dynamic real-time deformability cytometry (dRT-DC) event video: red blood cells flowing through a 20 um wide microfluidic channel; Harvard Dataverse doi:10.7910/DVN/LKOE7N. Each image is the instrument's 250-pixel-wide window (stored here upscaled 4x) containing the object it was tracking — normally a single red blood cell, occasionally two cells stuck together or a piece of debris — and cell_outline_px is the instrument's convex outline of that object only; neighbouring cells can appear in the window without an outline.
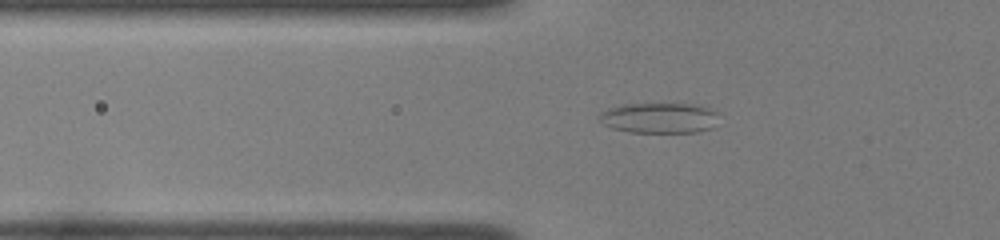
{"species": "common noctule bat (a hibernating species)", "species_latin": "Nyctalus noctula", "temperature_condition": "room temperature", "stored_images_in_passage": 39, "segment_of_instrument_passage": [1, 2], "camera_frame_rate_fps": 3000, "um_per_image_px": 0.085, "animal": {"sex": "female", "body_mass_g": 22.0, "forearm_length_mm": 56.7}, "frame": {"image": 1, "passage_image": 5, "time_ms": 1.333, "image_size_px": [1000, 240], "cell_outline_px": [[716, 112], [712, 128], [700, 132], [628, 132], [612, 128], [604, 124], [600, 120], [600, 112], [608, 108], [624, 104], [692, 104], [708, 108]], "centroid_in_image_um": [55.99, 10.03], "position_along_channel_um": 69.8, "area_um2": 20.92}}
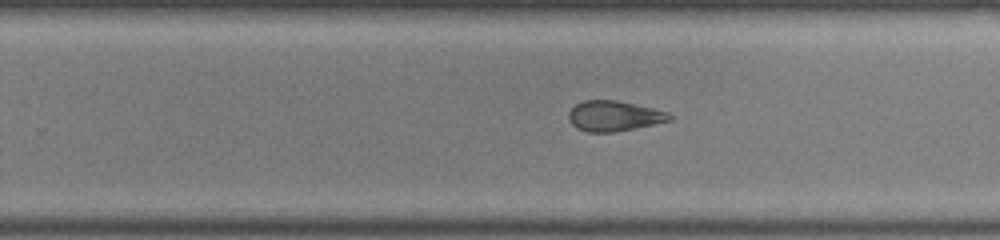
{"frame": {"image": 2, "passage_image": 21, "time_ms": 6.667, "image_size_px": [1000, 240], "cell_outline_px": [[672, 120], [612, 132], [588, 132], [576, 128], [568, 120], [568, 112], [576, 104], [584, 100], [616, 100], [652, 108], [668, 112], [672, 116]], "centroid_in_image_um": [52.15, 9.85], "position_along_channel_um": 277.7, "area_um2": 17.63}}
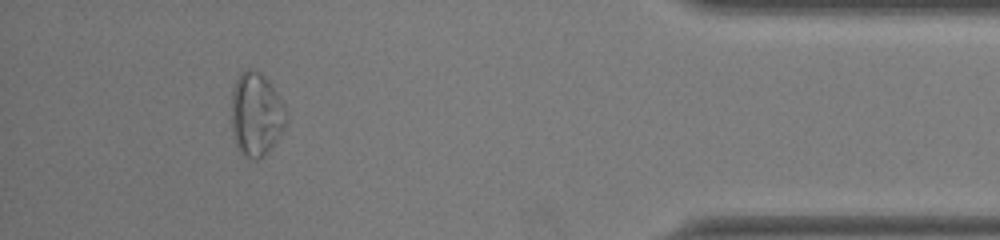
{"frame": {"image": 3, "passage_image": 34, "time_ms": 11.0, "image_size_px": [1000, 240], "cell_outline_px": [[288, 120], [284, 128], [268, 152], [260, 160], [256, 160], [244, 156], [236, 148], [232, 136], [232, 88], [240, 72], [244, 68], [252, 68], [260, 72], [272, 84], [284, 104], [288, 112]], "centroid_in_image_um": [21.78, 9.71], "position_along_channel_um": 413.4, "area_um2": 27.34}}